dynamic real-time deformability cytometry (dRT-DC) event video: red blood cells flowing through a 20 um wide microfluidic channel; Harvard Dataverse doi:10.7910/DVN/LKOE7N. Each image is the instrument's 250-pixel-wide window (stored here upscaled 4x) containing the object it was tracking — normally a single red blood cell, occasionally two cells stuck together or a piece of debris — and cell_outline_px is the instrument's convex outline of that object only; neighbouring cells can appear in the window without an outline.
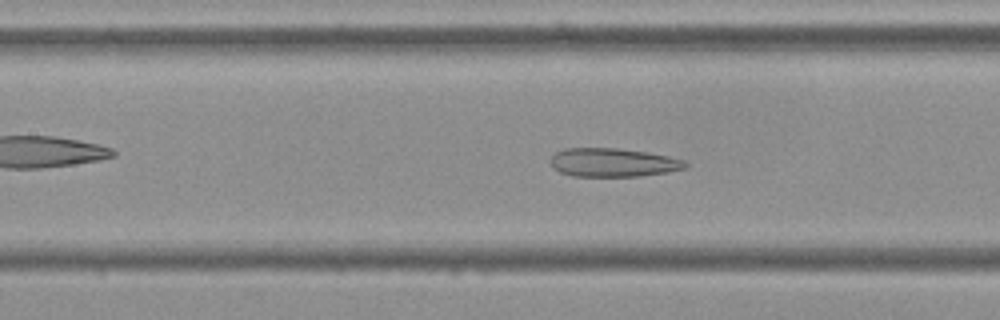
{"species": "Egyptian fruit bat (a non-hibernating species)", "species_latin": "Rousettus aegyptiacus", "temperature_condition": "cold", "stored_images_in_passage": 54, "camera_frame_rate_fps": 3000, "um_per_image_px": 0.085, "frame": {"image": 1, "passage_image": 23, "time_ms": 7.333, "image_size_px": [1000, 320], "cell_outline_px": [[688, 164], [684, 168], [668, 172], [640, 176], [572, 176], [560, 172], [552, 168], [548, 160], [556, 152], [564, 148], [616, 148], [648, 152], [668, 156], [684, 160]], "centroid_in_image_um": [52.06, 13.81], "position_along_channel_um": 155.3, "area_um2": 22.6}}
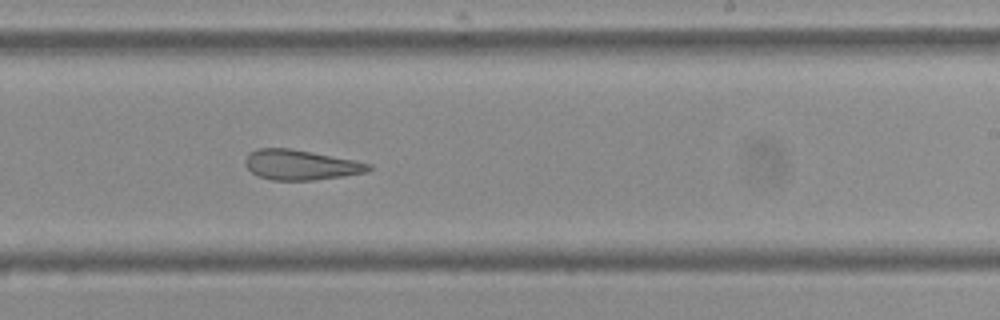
{"frame": {"image": 2, "passage_image": 32, "time_ms": 10.333, "image_size_px": [1000, 320], "cell_outline_px": [[372, 168], [368, 172], [344, 176], [316, 180], [272, 180], [260, 176], [252, 172], [244, 164], [244, 160], [248, 152], [256, 148], [292, 148], [372, 164]], "centroid_in_image_um": [25.54, 14.01], "position_along_channel_um": 263.5, "area_um2": 21.68}}
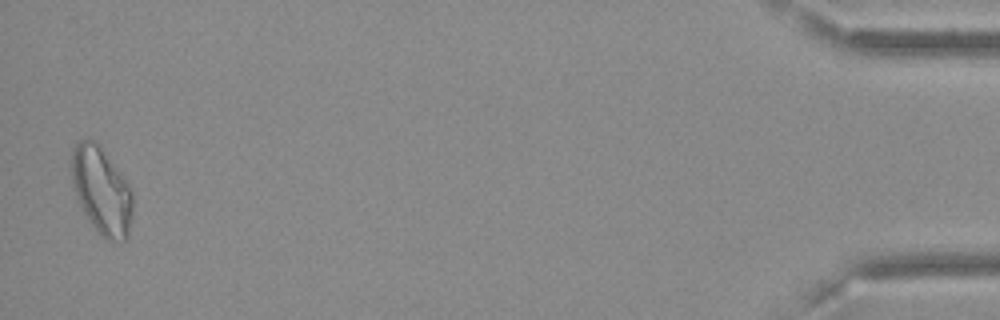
{"frame": {"image": 3, "passage_image": 53, "time_ms": 17.333, "image_size_px": [1000, 320], "cell_outline_px": [[132, 212], [128, 236], [124, 240], [108, 240], [92, 224], [84, 212], [80, 204], [72, 184], [72, 148], [80, 140], [92, 136], [96, 140], [124, 180], [132, 192]], "centroid_in_image_um": [8.61, 16.16], "position_along_channel_um": 426.6, "area_um2": 30.35}, "authors_computed_cell_mechanics": {"area_um2": 25.7788, "velocity_mm_per_s": 3.6098, "shape_relaxation_time_tau1_ms": null, "shape_relaxation_time_tau2_ms": 3.7909, "deformation_change_tau1": null, "deformation_change_tau2": 0.1272}}